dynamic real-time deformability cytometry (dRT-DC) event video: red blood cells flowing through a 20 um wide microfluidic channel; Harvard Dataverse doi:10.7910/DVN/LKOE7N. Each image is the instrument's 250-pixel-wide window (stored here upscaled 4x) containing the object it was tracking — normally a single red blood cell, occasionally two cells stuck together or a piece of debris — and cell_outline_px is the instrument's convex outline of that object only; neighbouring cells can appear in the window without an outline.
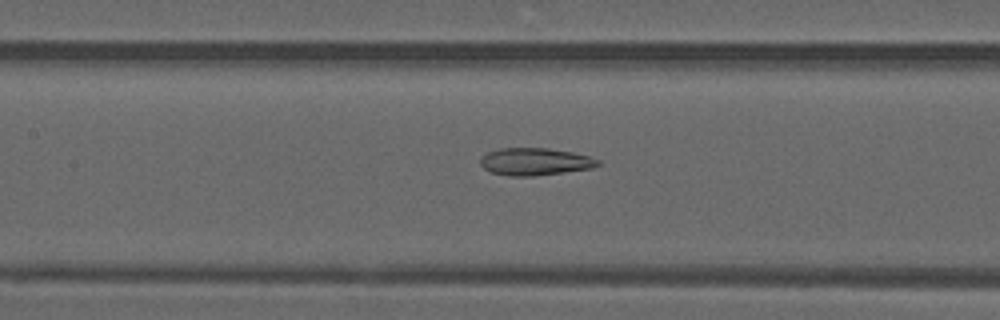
{"species": "common noctule bat (a hibernating species)", "species_latin": "Nyctalus noctula", "temperature_condition": "warm", "stored_images_in_passage": 42, "camera_frame_rate_fps": 3000, "um_per_image_px": 0.085, "animal": {"sex": "male", "forearm_length_mm": 52.5}, "frame": {"image": 1, "passage_image": 16, "time_ms": 5.0, "image_size_px": [1000, 320], "cell_outline_px": [[600, 164], [592, 168], [564, 172], [532, 176], [508, 176], [488, 172], [480, 164], [480, 156], [488, 152], [500, 148], [548, 148], [572, 152], [588, 156], [600, 160]], "centroid_in_image_um": [45.43, 13.74], "position_along_channel_um": 162.0, "area_um2": 18.84}}
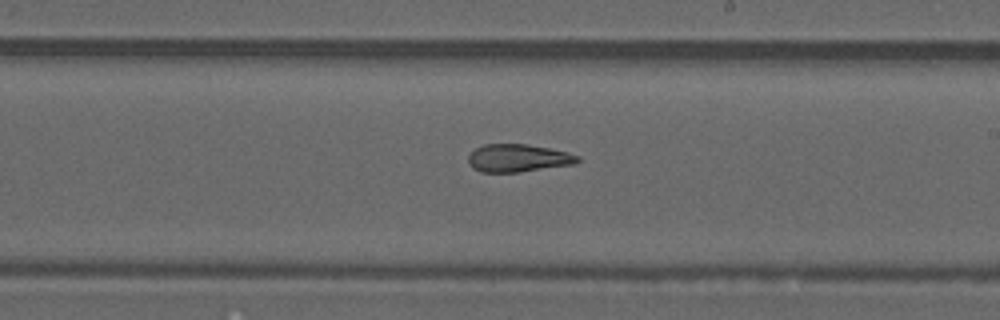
{"frame": {"image": 2, "passage_image": 22, "time_ms": 7.0, "image_size_px": [1000, 320], "cell_outline_px": [[580, 160], [576, 164], [520, 172], [480, 172], [472, 168], [468, 164], [468, 156], [476, 148], [484, 144], [524, 144], [548, 148], [568, 152], [580, 156]], "centroid_in_image_um": [44.04, 13.45], "position_along_channel_um": 245.0, "area_um2": 17.8}}
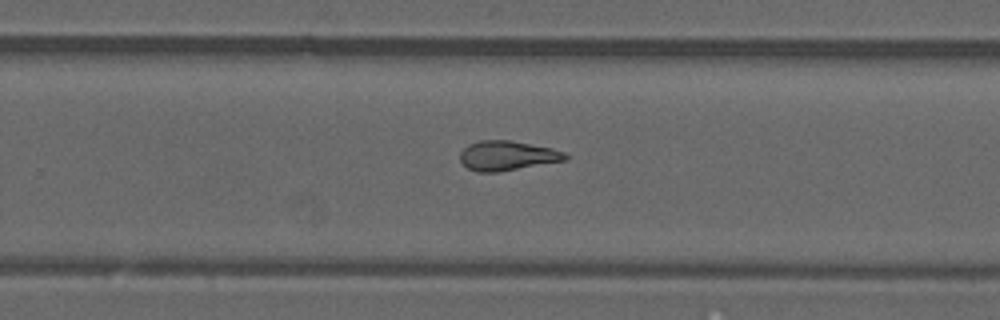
{"frame": {"image": 3, "passage_image": 25, "time_ms": 8.0, "image_size_px": [1000, 320], "cell_outline_px": [[568, 160], [496, 172], [476, 172], [468, 168], [460, 160], [460, 152], [468, 144], [480, 140], [512, 140], [552, 148], [564, 152], [568, 156]], "centroid_in_image_um": [43.12, 13.22], "position_along_channel_um": 286.7, "area_um2": 18.21}, "authors_computed_cell_mechanics": {"area_um2": 18.8428, "velocity_mm_per_s": 4.1785, "shape_relaxation_time_tau1_ms": null, "shape_relaxation_time_tau2_ms": 2.749, "deformation_change_tau1": null, "deformation_change_tau2": 0.1131}}